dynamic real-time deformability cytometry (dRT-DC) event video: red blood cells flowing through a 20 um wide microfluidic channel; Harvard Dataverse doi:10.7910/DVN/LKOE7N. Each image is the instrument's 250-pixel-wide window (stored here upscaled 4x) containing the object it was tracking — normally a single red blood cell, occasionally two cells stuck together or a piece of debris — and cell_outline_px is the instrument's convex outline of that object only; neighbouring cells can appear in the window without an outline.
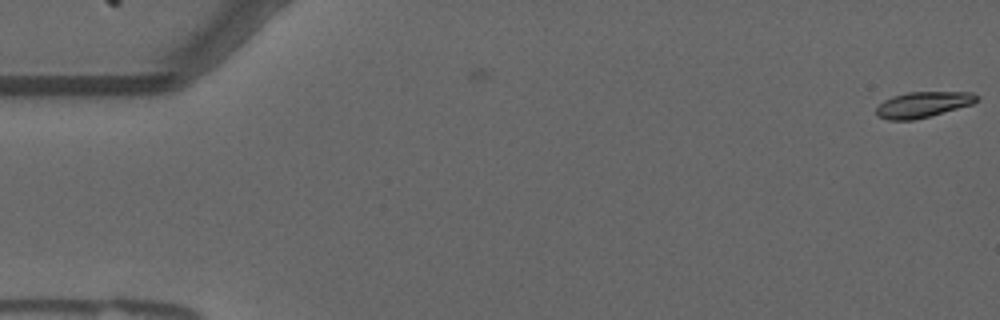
{"species": "common noctule bat (a hibernating species)", "species_latin": "Nyctalus noctula", "temperature_condition": "warm", "stored_images_in_passage": 5, "camera_frame_rate_fps": 3000, "um_per_image_px": 0.085, "animal": {"sex": "male", "forearm_length_mm": 52.5}, "frame": {"image": 1, "passage_image": 1, "time_ms": 0.0, "image_size_px": [1000, 320], "cell_outline_px": [[980, 96], [972, 104], [928, 116], [912, 120], [888, 120], [876, 116], [876, 108], [884, 100], [892, 96], [908, 92], [972, 92]], "centroid_in_image_um": [78.42, 8.88], "position_along_channel_um": 6.6, "area_um2": 14.91}}